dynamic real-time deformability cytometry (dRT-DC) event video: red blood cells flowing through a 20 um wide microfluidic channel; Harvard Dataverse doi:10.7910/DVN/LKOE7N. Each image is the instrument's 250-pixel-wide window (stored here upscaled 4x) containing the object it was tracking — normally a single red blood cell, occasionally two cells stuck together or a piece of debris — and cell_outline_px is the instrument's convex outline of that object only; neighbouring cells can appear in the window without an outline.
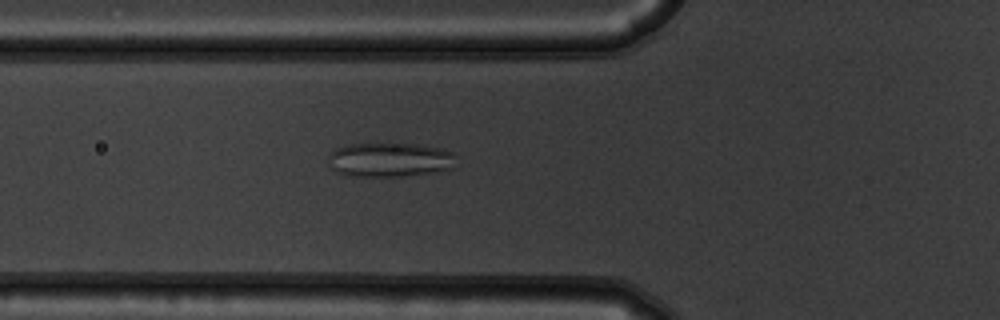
{"species": "common noctule bat (a hibernating species)", "species_latin": "Nyctalus noctula", "temperature_condition": "warm", "stored_images_in_passage": 44, "camera_frame_rate_fps": 3000, "um_per_image_px": 0.085, "animal": {"sex": "male", "body_mass_g": 19.5, "forearm_length_mm": 54.6}, "frame": {"image": 1, "passage_image": 10, "time_ms": 3.0, "image_size_px": [1000, 320], "cell_outline_px": [[456, 156], [452, 168], [440, 172], [404, 176], [348, 176], [336, 172], [332, 168], [332, 152], [336, 148], [348, 144], [392, 140], [440, 148], [452, 152]], "centroid_in_image_um": [33.18, 13.54], "position_along_channel_um": 92.6, "area_um2": 26.36}}
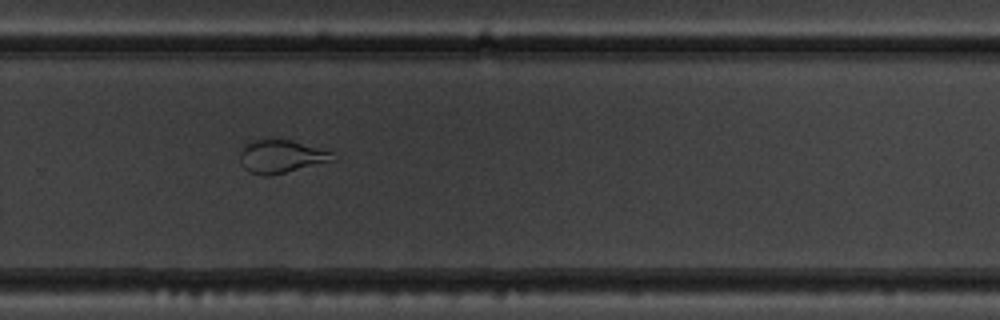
{"frame": {"image": 2, "passage_image": 27, "time_ms": 8.667, "image_size_px": [1000, 320], "cell_outline_px": [[336, 160], [268, 176], [260, 176], [248, 172], [244, 168], [240, 160], [240, 152], [248, 140], [252, 136], [264, 136], [292, 140], [320, 148], [332, 152]], "centroid_in_image_um": [23.82, 13.24], "position_along_channel_um": 306.0, "area_um2": 18.67}}
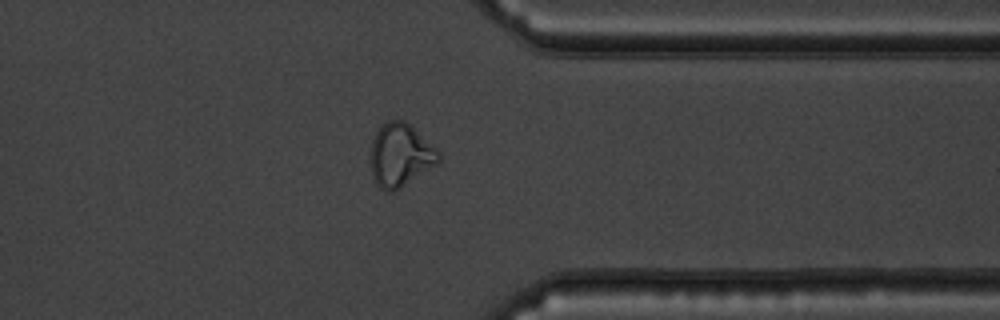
{"frame": {"image": 3, "passage_image": 33, "time_ms": 10.667, "image_size_px": [1000, 320], "cell_outline_px": [[440, 160], [436, 164], [400, 188], [392, 192], [388, 192], [380, 188], [376, 184], [372, 176], [372, 140], [380, 124], [388, 120], [404, 120], [436, 148], [440, 152]], "centroid_in_image_um": [34.02, 13.18], "position_along_channel_um": 377.4, "area_um2": 24.68}}